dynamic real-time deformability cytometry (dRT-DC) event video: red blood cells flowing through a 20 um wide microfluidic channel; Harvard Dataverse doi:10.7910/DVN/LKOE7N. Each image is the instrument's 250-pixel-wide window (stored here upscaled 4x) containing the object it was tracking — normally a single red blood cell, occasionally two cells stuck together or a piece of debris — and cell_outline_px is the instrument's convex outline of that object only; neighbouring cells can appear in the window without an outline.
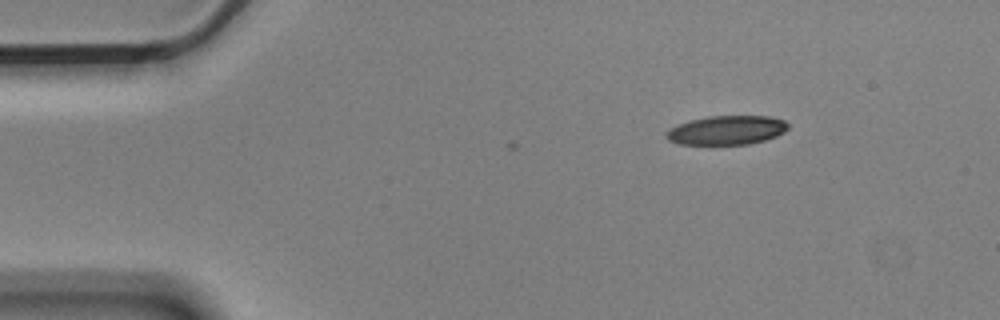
{"species": "Egyptian fruit bat (a non-hibernating species)", "species_latin": "Rousettus aegyptiacus", "temperature_condition": "cold", "stored_images_in_passage": 5, "camera_frame_rate_fps": 3000, "um_per_image_px": 0.085, "animal": {"sex": "male"}, "frame": {"image": 1, "passage_image": 1, "time_ms": 0.0, "image_size_px": [1000, 320], "cell_outline_px": [[788, 128], [784, 132], [776, 136], [764, 140], [748, 144], [680, 144], [668, 140], [664, 136], [664, 132], [668, 128], [676, 124], [708, 116], [772, 116], [784, 120], [788, 124]], "centroid_in_image_um": [61.73, 11.06], "position_along_channel_um": 23.3, "area_um2": 20.75}}